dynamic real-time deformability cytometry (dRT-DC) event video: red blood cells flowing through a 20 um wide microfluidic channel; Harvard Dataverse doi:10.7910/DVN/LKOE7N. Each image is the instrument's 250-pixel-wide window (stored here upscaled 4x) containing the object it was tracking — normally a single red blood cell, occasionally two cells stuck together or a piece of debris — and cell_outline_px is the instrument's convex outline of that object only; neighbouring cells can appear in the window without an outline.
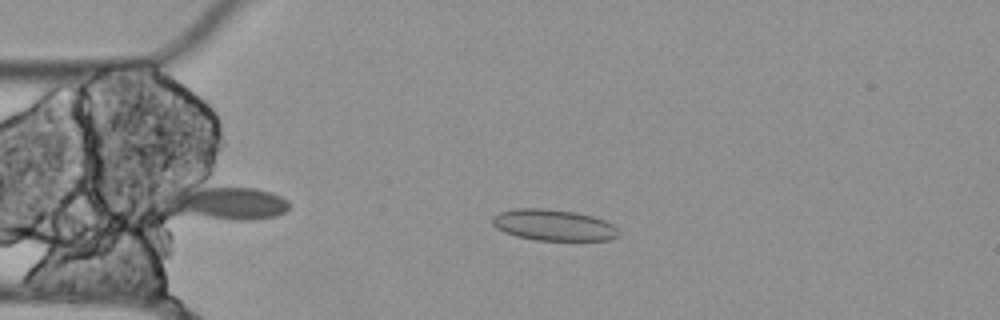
{"species": "Egyptian fruit bat (a non-hibernating species)", "species_latin": "Rousettus aegyptiacus", "temperature_condition": "cold", "stored_images_in_passage": 45, "camera_frame_rate_fps": 3000, "um_per_image_px": 0.085, "animal": {"sex": "female"}, "frame": {"image": 1, "passage_image": 7, "time_ms": 2.0, "image_size_px": [1000, 320], "cell_outline_px": [[616, 236], [608, 240], [536, 240], [516, 236], [504, 232], [496, 228], [492, 224], [492, 216], [500, 212], [516, 208], [544, 208], [576, 212], [592, 216], [604, 220], [612, 224], [616, 228]], "centroid_in_image_um": [46.99, 19.12], "position_along_channel_um": 38.0, "area_um2": 22.83}}
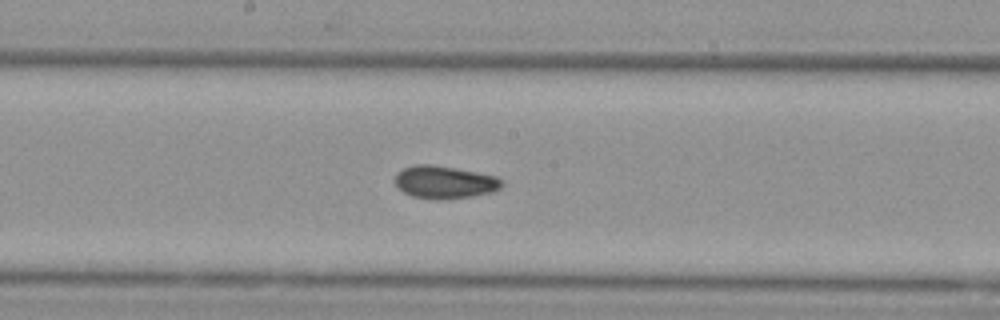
{"frame": {"image": 2, "passage_image": 23, "time_ms": 7.333, "image_size_px": [1000, 320], "cell_outline_px": [[504, 184], [500, 188], [492, 192], [472, 196], [448, 200], [440, 200], [412, 196], [404, 192], [396, 184], [396, 172], [412, 164], [432, 164], [456, 168], [496, 176], [504, 180]], "centroid_in_image_um": [37.81, 15.48], "position_along_channel_um": 210.4, "area_um2": 20.52}}
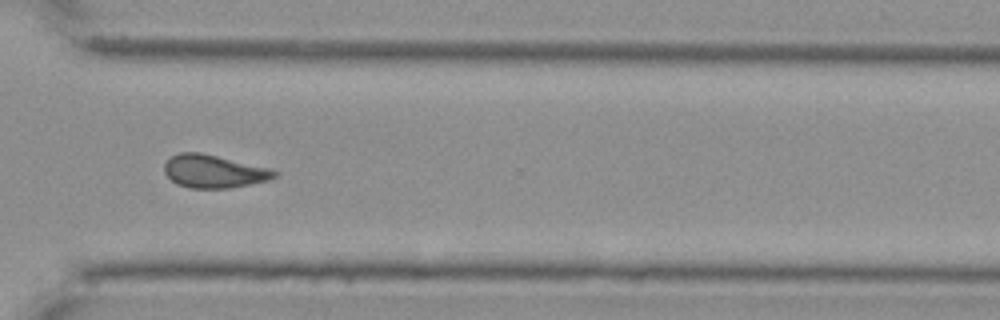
{"frame": {"image": 3, "passage_image": 35, "time_ms": 11.333, "image_size_px": [1000, 320], "cell_outline_px": [[280, 172], [276, 176], [268, 180], [228, 188], [188, 188], [176, 184], [164, 172], [164, 164], [172, 156], [180, 152], [200, 152], [272, 168]], "centroid_in_image_um": [18.19, 14.56], "position_along_channel_um": 352.4, "area_um2": 21.21}}